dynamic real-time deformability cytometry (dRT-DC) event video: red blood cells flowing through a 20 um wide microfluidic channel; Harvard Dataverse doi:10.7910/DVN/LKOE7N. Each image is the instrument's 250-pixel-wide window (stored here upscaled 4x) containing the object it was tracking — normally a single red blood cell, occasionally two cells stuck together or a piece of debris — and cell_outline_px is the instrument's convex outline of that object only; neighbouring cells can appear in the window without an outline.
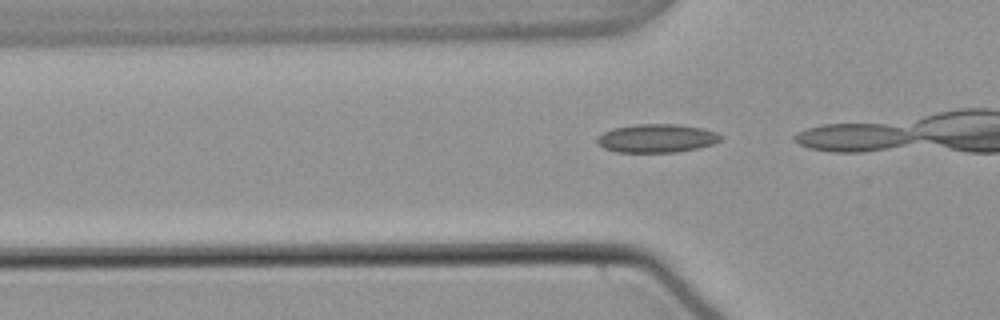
{"species": "common noctule bat (a hibernating species)", "species_latin": "Nyctalus noctula", "temperature_condition": "warm", "stored_images_in_passage": 6, "camera_frame_rate_fps": 3000, "um_per_image_px": 0.085, "animal": {"sex": "male", "body_mass_g": 21.5, "forearm_length_mm": 52.0}, "frame": {"image": 1, "passage_image": 2, "time_ms": 0.333, "image_size_px": [1000, 320], "cell_outline_px": [[724, 136], [720, 140], [712, 144], [696, 148], [676, 152], [616, 152], [604, 148], [596, 140], [604, 132], [612, 128], [632, 124], [680, 124], [700, 128], [716, 132]], "centroid_in_image_um": [55.82, 11.74], "position_along_channel_um": 70.0, "area_um2": 20.4}}